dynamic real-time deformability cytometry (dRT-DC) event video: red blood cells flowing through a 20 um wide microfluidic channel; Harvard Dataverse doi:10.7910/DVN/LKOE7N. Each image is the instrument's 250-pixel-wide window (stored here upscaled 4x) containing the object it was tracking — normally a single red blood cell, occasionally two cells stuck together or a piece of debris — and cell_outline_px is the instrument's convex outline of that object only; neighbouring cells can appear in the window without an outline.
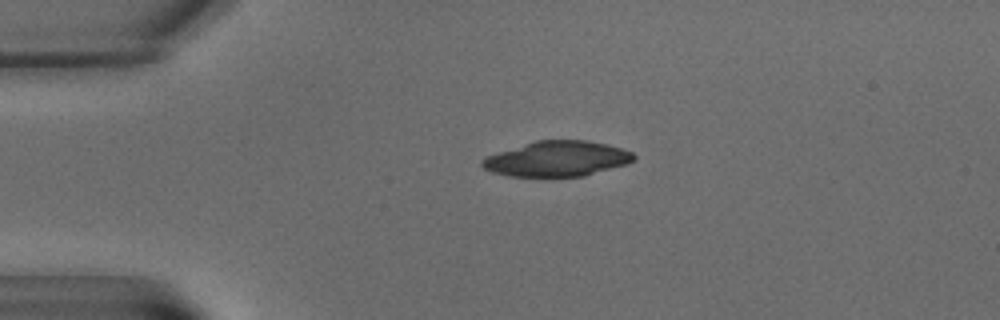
{"species": "common noctule bat (a hibernating species)", "species_latin": "Nyctalus noctula", "temperature_condition": "warm", "stored_images_in_passage": 3, "camera_frame_rate_fps": 3000, "um_per_image_px": 0.085, "animal": {"sex": "male", "body_mass_g": 15.6}, "frame": {"image": 1, "passage_image": 1, "time_ms": 0.0, "image_size_px": [1000, 320], "cell_outline_px": [[636, 160], [628, 164], [584, 176], [508, 176], [492, 172], [484, 168], [480, 164], [480, 160], [484, 156], [536, 140], [588, 140], [608, 144], [632, 152], [636, 156]], "centroid_in_image_um": [47.36, 13.49], "position_along_channel_um": 37.6, "area_um2": 31.39}}